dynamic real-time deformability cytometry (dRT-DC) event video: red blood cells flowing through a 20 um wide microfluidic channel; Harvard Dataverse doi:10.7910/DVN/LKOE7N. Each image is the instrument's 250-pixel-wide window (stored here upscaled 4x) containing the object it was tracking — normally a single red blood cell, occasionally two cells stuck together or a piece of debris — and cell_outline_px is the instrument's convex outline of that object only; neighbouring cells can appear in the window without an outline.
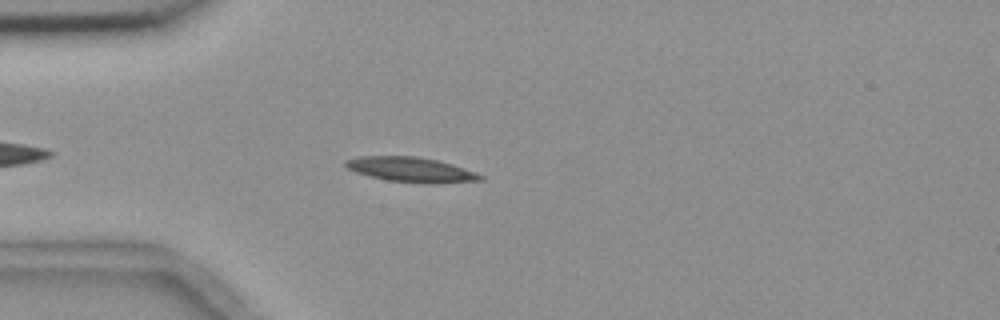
{"species": "common noctule bat (a hibernating species)", "species_latin": "Nyctalus noctula", "temperature_condition": "room temperature", "stored_images_in_passage": 40, "camera_frame_rate_fps": 3000, "um_per_image_px": 0.085, "animal": {"sex": "female", "body_mass_g": 18.4}, "frame": {"image": 1, "passage_image": 7, "time_ms": 2.0, "image_size_px": [1000, 320], "cell_outline_px": [[484, 180], [436, 184], [424, 184], [388, 180], [368, 176], [356, 172], [348, 168], [344, 164], [344, 160], [360, 156], [416, 156], [436, 160], [452, 164], [476, 172], [484, 176]], "centroid_in_image_um": [34.96, 14.43], "position_along_channel_um": 50.0, "area_um2": 19.71}}
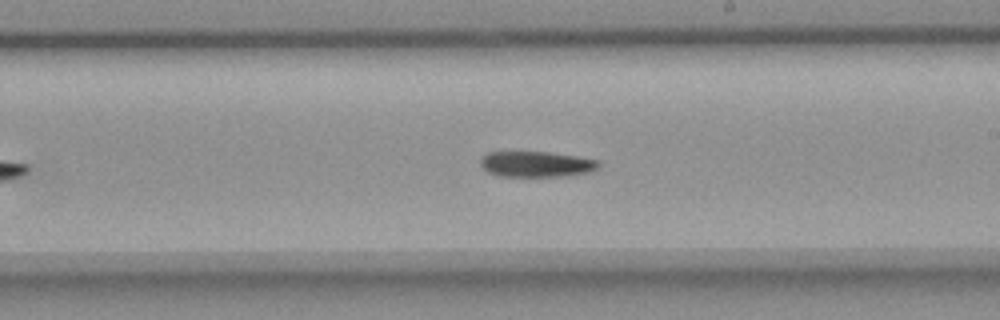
{"frame": {"image": 2, "passage_image": 24, "time_ms": 7.667, "image_size_px": [1000, 320], "cell_outline_px": [[600, 168], [588, 172], [568, 176], [500, 176], [488, 172], [480, 164], [480, 160], [488, 152], [548, 152], [576, 156], [600, 160]], "centroid_in_image_um": [45.64, 13.95], "position_along_channel_um": 243.4, "area_um2": 17.69}}
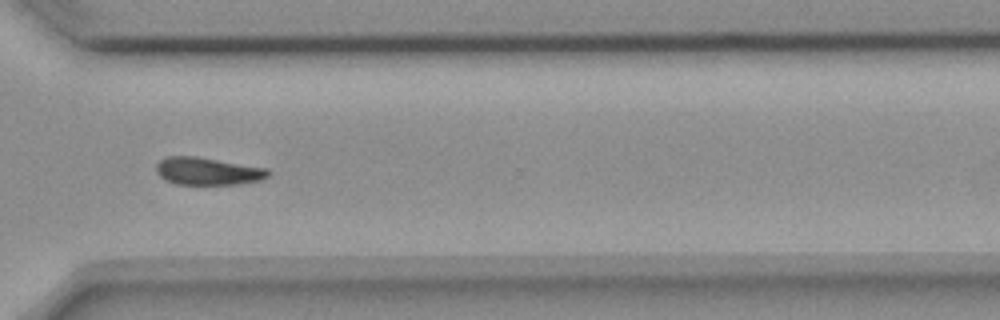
{"frame": {"image": 3, "passage_image": 33, "time_ms": 10.667, "image_size_px": [1000, 320], "cell_outline_px": [[272, 172], [268, 176], [260, 180], [236, 184], [176, 184], [164, 180], [156, 172], [156, 164], [164, 156], [196, 156], [268, 168]], "centroid_in_image_um": [17.64, 14.54], "position_along_channel_um": 353.0, "area_um2": 18.09}, "authors_computed_cell_mechanics": {"area_um2": 18.5827, "velocity_mm_per_s": 3.6285, "shape_relaxation_time_tau1_ms": 7.4605, "shape_relaxation_time_tau2_ms": null, "deformation_change_tau1": 0.145, "deformation_change_tau2": null}}